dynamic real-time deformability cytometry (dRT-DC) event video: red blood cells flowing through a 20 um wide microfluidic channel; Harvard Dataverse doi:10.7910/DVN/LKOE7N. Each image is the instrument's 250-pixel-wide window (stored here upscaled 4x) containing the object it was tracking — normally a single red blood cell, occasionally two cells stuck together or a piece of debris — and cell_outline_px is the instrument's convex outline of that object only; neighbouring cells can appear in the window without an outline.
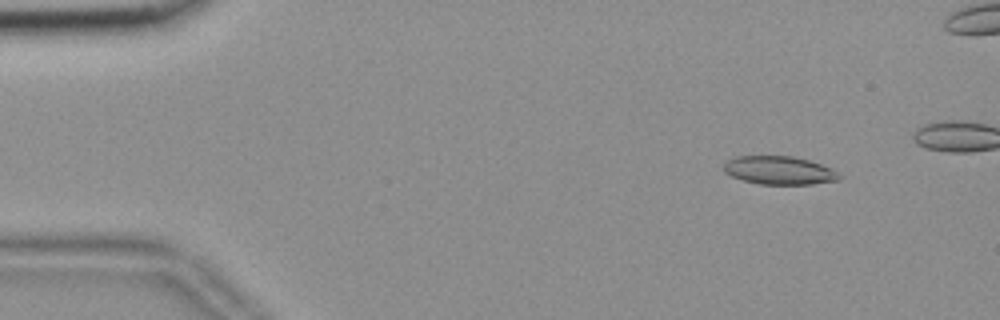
{"species": "common noctule bat (a hibernating species)", "species_latin": "Nyctalus noctula", "temperature_condition": "room temperature", "stored_images_in_passage": 45, "camera_frame_rate_fps": 3000, "um_per_image_px": 0.085, "animal": {"sex": "female", "body_mass_g": 18.4}, "frame": {"image": 1, "passage_image": 2, "time_ms": 0.333, "image_size_px": [1000, 320], "cell_outline_px": [[844, 176], [840, 180], [812, 184], [760, 184], [744, 180], [732, 176], [724, 172], [724, 164], [728, 160], [736, 156], [792, 156], [808, 160], [820, 164]], "centroid_in_image_um": [66.24, 14.48], "position_along_channel_um": 18.8, "area_um2": 18.9}}
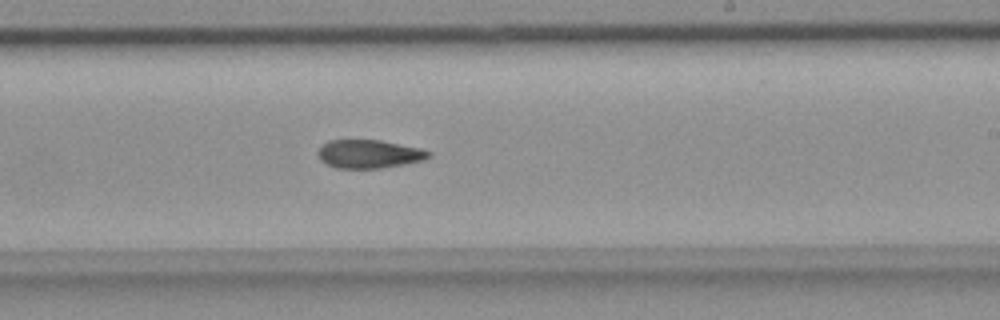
{"frame": {"image": 2, "passage_image": 29, "time_ms": 9.333, "image_size_px": [1000, 320], "cell_outline_px": [[432, 156], [424, 160], [404, 164], [380, 168], [336, 168], [320, 160], [320, 148], [328, 140], [380, 140], [420, 148], [432, 152]], "centroid_in_image_um": [31.42, 13.09], "position_along_channel_um": 257.6, "area_um2": 18.15}}
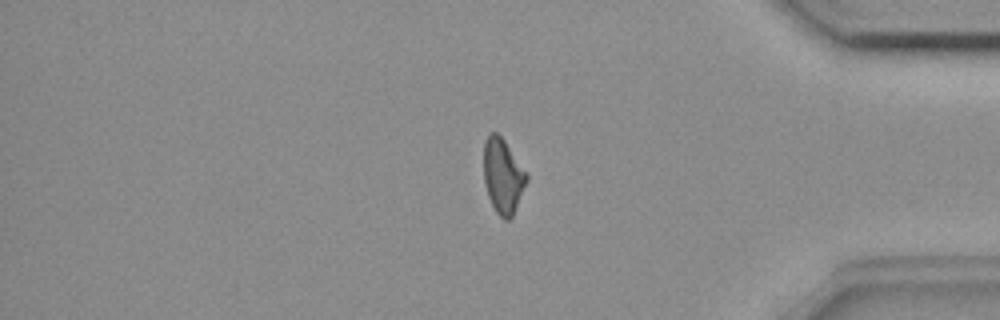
{"frame": {"image": 3, "passage_image": 42, "time_ms": 13.667, "image_size_px": [1000, 320], "cell_outline_px": [[528, 180], [512, 216], [508, 220], [504, 220], [496, 212], [488, 196], [484, 180], [484, 140], [492, 132], [496, 132], [504, 140], [528, 172]], "centroid_in_image_um": [42.76, 14.95], "position_along_channel_um": 392.4, "area_um2": 18.67}, "authors_computed_cell_mechanics": {"area_um2": 19.0162, "velocity_mm_per_s": 3.6932, "shape_relaxation_time_tau1_ms": null, "shape_relaxation_time_tau2_ms": 6.2248, "deformation_change_tau1": null, "deformation_change_tau2": 0.1405}}